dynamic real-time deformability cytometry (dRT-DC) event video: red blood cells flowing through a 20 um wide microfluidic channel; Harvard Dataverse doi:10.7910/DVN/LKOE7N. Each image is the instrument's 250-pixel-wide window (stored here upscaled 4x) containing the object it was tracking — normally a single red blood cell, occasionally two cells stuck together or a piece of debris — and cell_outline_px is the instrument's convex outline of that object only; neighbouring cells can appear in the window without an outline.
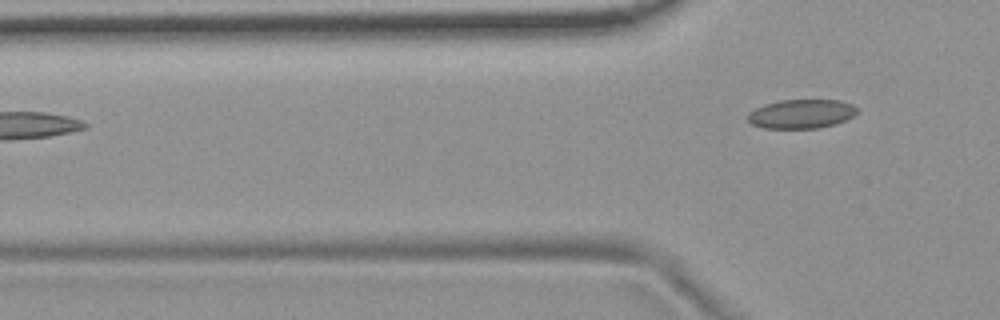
{"species": "common noctule bat (a hibernating species)", "species_latin": "Nyctalus noctula", "temperature_condition": "room temperature", "stored_images_in_passage": 3, "camera_frame_rate_fps": 3000, "um_per_image_px": 0.085, "animal": {"sex": "female", "body_mass_g": 19.9}, "frame": {"image": 1, "passage_image": 3, "time_ms": 3.333, "image_size_px": [1000, 320], "cell_outline_px": [[856, 112], [852, 116], [836, 124], [816, 128], [764, 128], [752, 124], [744, 116], [748, 112], [764, 104], [780, 100], [840, 100], [852, 104], [856, 108]], "centroid_in_image_um": [68.06, 9.67], "position_along_channel_um": 57.7, "area_um2": 18.5}}